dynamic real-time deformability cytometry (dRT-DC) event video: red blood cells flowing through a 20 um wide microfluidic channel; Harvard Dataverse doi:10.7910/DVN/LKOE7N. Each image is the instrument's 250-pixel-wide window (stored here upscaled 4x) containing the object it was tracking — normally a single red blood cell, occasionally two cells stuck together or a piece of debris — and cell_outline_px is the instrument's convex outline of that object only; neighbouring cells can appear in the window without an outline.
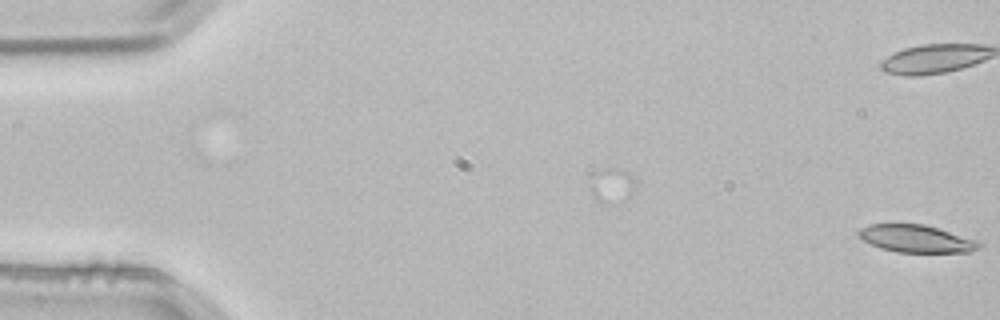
{"species": "common noctule bat (a hibernating species)", "species_latin": "Nyctalus noctula", "temperature_condition": "room temperature", "stored_images_in_passage": 2, "camera_frame_rate_fps": 3000, "um_per_image_px": 0.085, "animal": {"sex": "male", "body_mass_g": 21.5, "forearm_length_mm": 52.0}, "frame": {"image": 1, "passage_image": 2, "time_ms": 0.333, "image_size_px": [1000, 320], "cell_outline_px": [[980, 248], [972, 252], [896, 252], [880, 248], [864, 240], [856, 232], [860, 228], [868, 224], [924, 224], [980, 240]], "centroid_in_image_um": [77.92, 20.29], "position_along_channel_um": 7.1, "area_um2": 19.36}}